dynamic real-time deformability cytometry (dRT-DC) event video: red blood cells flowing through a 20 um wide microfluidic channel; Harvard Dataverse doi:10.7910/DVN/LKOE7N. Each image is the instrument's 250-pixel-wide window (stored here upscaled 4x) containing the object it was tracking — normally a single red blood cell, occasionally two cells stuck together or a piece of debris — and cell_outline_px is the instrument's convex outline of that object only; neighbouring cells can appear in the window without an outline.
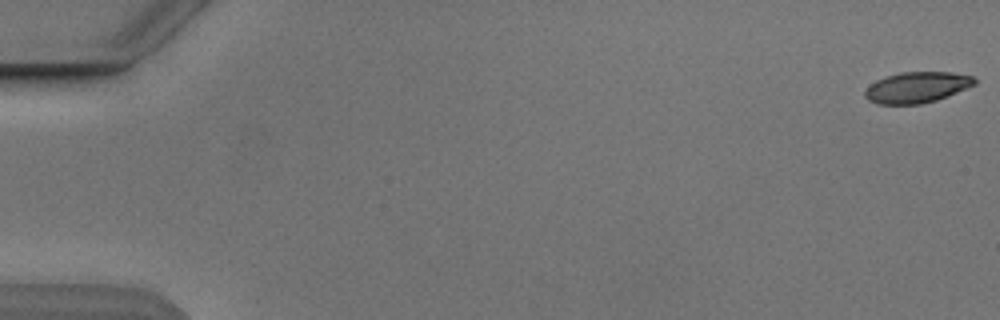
{"species": "Egyptian fruit bat (a non-hibernating species)", "species_latin": "Rousettus aegyptiacus", "temperature_condition": "cold", "stored_images_in_passage": 8, "camera_frame_rate_fps": 3000, "um_per_image_px": 0.085, "animal": {"sex": "male"}, "frame": {"image": 1, "passage_image": 1, "time_ms": 0.0, "image_size_px": [1000, 320], "cell_outline_px": [[976, 84], [948, 96], [936, 100], [920, 104], [876, 104], [868, 100], [864, 96], [864, 92], [876, 80], [900, 72], [952, 72], [972, 76], [976, 80]], "centroid_in_image_um": [77.94, 7.43], "position_along_channel_um": 7.1, "area_um2": 19.65}}
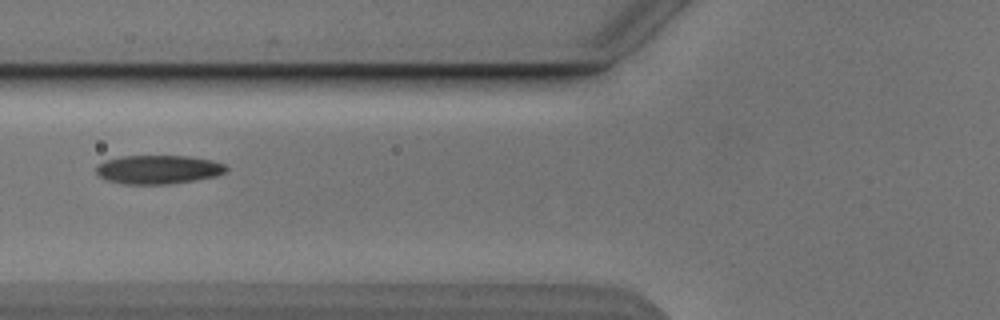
{"frame": {"image": 2, "passage_image": 7, "time_ms": 7.0, "image_size_px": [1000, 320], "cell_outline_px": [[228, 172], [216, 176], [196, 180], [168, 184], [124, 184], [108, 180], [100, 176], [96, 172], [96, 164], [104, 160], [120, 156], [188, 156], [212, 160], [224, 164], [228, 168]], "centroid_in_image_um": [13.46, 14.4], "position_along_channel_um": 112.3, "area_um2": 21.96}}